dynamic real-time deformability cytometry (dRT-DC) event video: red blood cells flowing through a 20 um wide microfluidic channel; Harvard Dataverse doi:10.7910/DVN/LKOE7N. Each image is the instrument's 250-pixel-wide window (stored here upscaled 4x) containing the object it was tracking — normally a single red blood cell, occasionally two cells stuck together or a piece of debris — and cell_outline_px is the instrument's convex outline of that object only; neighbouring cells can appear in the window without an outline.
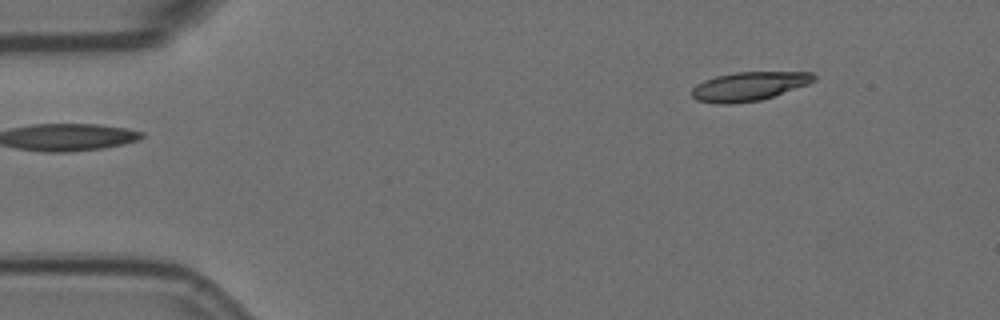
{"species": "Egyptian fruit bat (a non-hibernating species)", "species_latin": "Rousettus aegyptiacus", "temperature_condition": "room temperature", "stored_images_in_passage": 3, "camera_frame_rate_fps": 3000, "um_per_image_px": 0.085, "animal": {"sex": "female"}, "frame": {"image": 1, "passage_image": 3, "time_ms": 0.667, "image_size_px": [1000, 320], "cell_outline_px": [[816, 80], [808, 84], [760, 100], [732, 104], [716, 104], [696, 100], [692, 96], [692, 88], [696, 84], [704, 80], [716, 76], [736, 72], [812, 72], [816, 76]], "centroid_in_image_um": [63.63, 7.34], "position_along_channel_um": 21.4, "area_um2": 20.52}}